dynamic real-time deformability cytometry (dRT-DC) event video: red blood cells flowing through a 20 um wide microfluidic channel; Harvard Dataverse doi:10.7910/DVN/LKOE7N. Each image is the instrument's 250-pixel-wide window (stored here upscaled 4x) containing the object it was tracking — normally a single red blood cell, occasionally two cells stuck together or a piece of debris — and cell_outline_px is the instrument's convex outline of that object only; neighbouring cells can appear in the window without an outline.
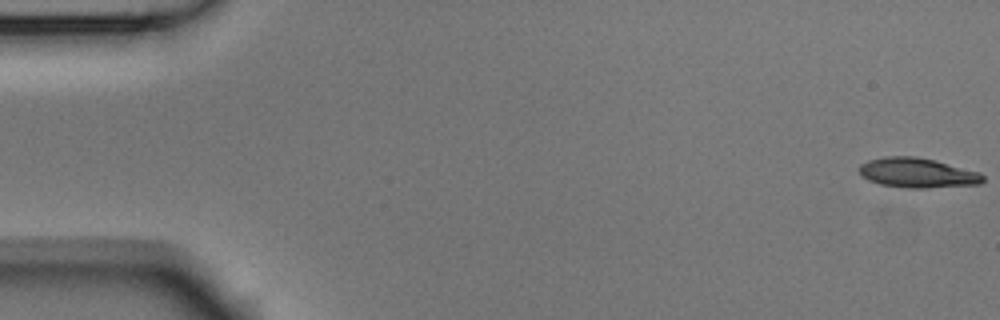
{"species": "Egyptian fruit bat (a non-hibernating species)", "species_latin": "Rousettus aegyptiacus", "temperature_condition": "room temperature", "stored_images_in_passage": 54, "camera_frame_rate_fps": 3000, "um_per_image_px": 0.085, "animal": {"sex": "male"}, "frame": {"image": 1, "passage_image": 1, "time_ms": 0.0, "image_size_px": [1000, 320], "cell_outline_px": [[984, 180], [980, 184], [924, 188], [904, 188], [880, 184], [868, 180], [860, 172], [860, 164], [868, 160], [884, 156], [916, 156], [936, 160], [980, 172], [984, 176]], "centroid_in_image_um": [78.0, 14.68], "position_along_channel_um": 7.0, "area_um2": 21.56}}
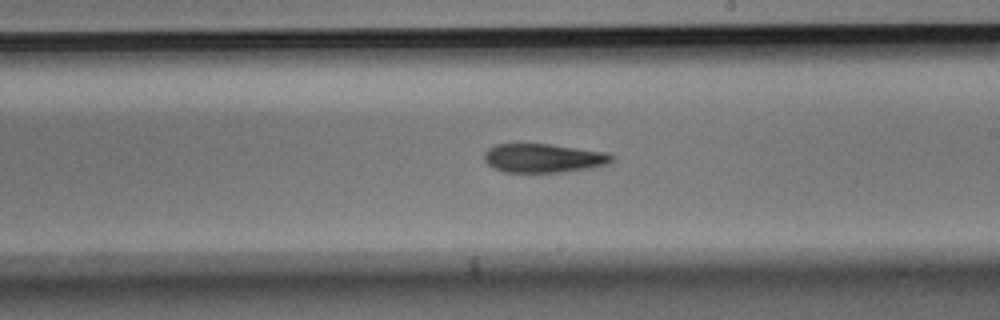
{"frame": {"image": 2, "passage_image": 31, "time_ms": 10.0, "image_size_px": [1000, 320], "cell_outline_px": [[616, 156], [608, 164], [592, 168], [560, 172], [504, 172], [488, 164], [484, 160], [484, 152], [488, 148], [496, 144], [548, 144], [608, 152]], "centroid_in_image_um": [46.23, 13.44], "position_along_channel_um": 242.8, "area_um2": 21.5}}
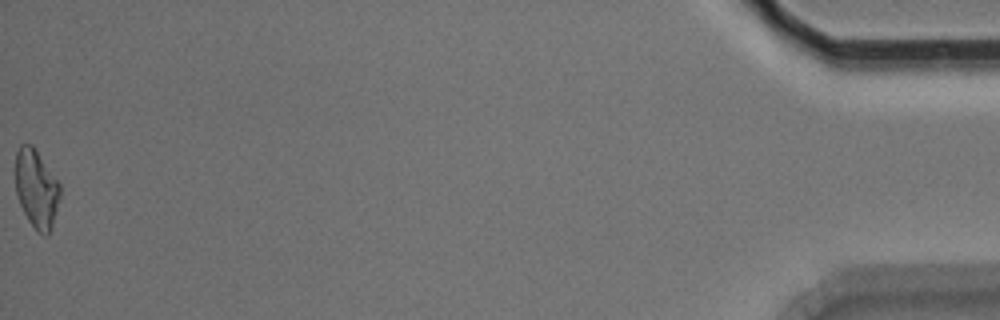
{"frame": {"image": 3, "passage_image": 54, "time_ms": 17.667, "image_size_px": [1000, 320], "cell_outline_px": [[60, 196], [52, 224], [48, 236], [44, 236], [28, 220], [20, 204], [16, 192], [12, 172], [16, 152], [20, 144], [32, 144], [60, 184]], "centroid_in_image_um": [3.04, 15.98], "position_along_channel_um": 432.2, "area_um2": 20.58}, "authors_computed_cell_mechanics": {"area_um2": 21.5305, "velocity_mm_per_s": 3.7701, "shape_relaxation_time_tau1_ms": 5.5699, "shape_relaxation_time_tau2_ms": null, "deformation_change_tau1": 0.1646, "deformation_change_tau2": null}}